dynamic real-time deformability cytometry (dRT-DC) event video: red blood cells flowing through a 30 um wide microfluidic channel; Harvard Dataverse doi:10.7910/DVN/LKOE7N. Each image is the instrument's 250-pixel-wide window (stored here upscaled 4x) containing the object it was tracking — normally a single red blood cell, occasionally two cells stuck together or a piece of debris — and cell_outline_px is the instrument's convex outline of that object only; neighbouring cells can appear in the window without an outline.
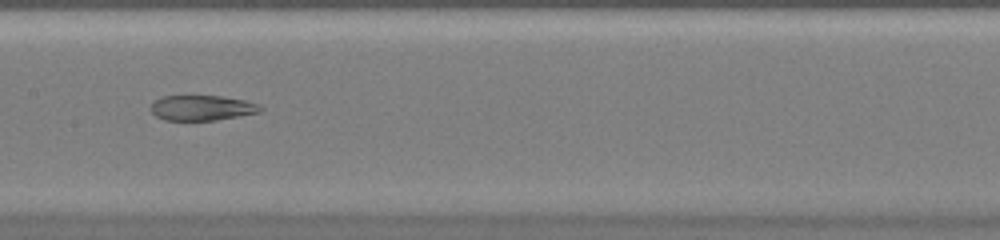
{"species": "common noctule bat (a hibernating species)", "species_latin": "Nyctalus noctula", "temperature_condition": "warm", "stored_images_in_passage": 46, "segment_of_instrument_passage": [2, 2], "camera_frame_rate_fps": 3000, "um_per_image_px": 0.085, "animal": {"sex": "female", "body_mass_g": 20.0, "forearm_length_mm": 54.0}, "frame": {"image": 1, "passage_image": 23, "time_ms": 7.333, "image_size_px": [1000, 240], "cell_outline_px": [[264, 108], [260, 112], [240, 116], [216, 120], [164, 120], [156, 116], [148, 108], [156, 100], [164, 96], [220, 96], [244, 100], [260, 104]], "centroid_in_image_um": [17.18, 9.17], "position_along_channel_um": 190.2, "area_um2": 16.13}}
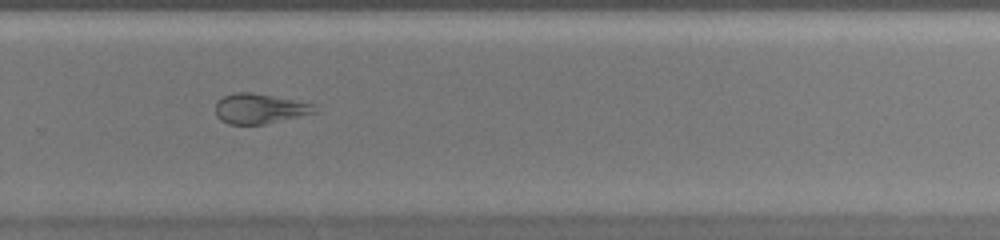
{"frame": {"image": 2, "passage_image": 31, "time_ms": 10.0, "image_size_px": [1000, 240], "cell_outline_px": [[320, 112], [264, 124], [228, 124], [220, 120], [216, 116], [216, 100], [224, 96], [236, 92], [252, 92], [312, 104]], "centroid_in_image_um": [22.04, 9.24], "position_along_channel_um": 307.8, "area_um2": 17.28}}
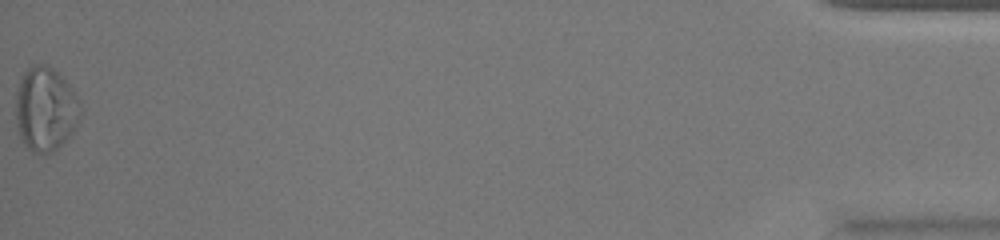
{"frame": {"image": 3, "passage_image": 46, "time_ms": 15.0, "image_size_px": [1000, 240], "cell_outline_px": [[80, 120], [72, 132], [52, 152], [44, 156], [32, 152], [24, 144], [20, 136], [16, 124], [16, 92], [20, 76], [28, 64], [44, 64], [52, 68], [72, 88], [80, 100]], "centroid_in_image_um": [3.84, 9.26], "position_along_channel_um": 431.4, "area_um2": 32.02}}